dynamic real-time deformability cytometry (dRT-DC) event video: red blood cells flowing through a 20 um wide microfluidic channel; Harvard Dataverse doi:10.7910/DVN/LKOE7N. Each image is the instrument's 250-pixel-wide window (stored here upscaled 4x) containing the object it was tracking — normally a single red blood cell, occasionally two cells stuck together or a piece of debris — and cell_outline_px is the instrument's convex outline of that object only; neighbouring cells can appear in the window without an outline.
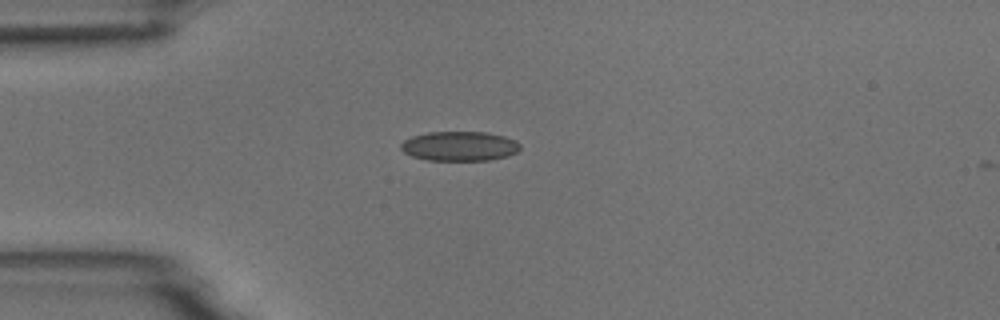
{"species": "common noctule bat (a hibernating species)", "species_latin": "Nyctalus noctula", "temperature_condition": "room temperature", "stored_images_in_passage": 1, "camera_frame_rate_fps": 3000, "um_per_image_px": 0.085, "animal": {"sex": "male", "body_mass_g": 18.8}, "frame": {"image": 1, "passage_image": 1, "time_ms": 0.0, "image_size_px": [1000, 320], "cell_outline_px": [[520, 148], [516, 152], [508, 156], [488, 160], [428, 160], [412, 156], [404, 152], [400, 148], [400, 144], [404, 140], [412, 136], [428, 132], [488, 132], [504, 136], [516, 140], [520, 144]], "centroid_in_image_um": [39.06, 12.41], "position_along_channel_um": 45.9, "area_um2": 20.58}}